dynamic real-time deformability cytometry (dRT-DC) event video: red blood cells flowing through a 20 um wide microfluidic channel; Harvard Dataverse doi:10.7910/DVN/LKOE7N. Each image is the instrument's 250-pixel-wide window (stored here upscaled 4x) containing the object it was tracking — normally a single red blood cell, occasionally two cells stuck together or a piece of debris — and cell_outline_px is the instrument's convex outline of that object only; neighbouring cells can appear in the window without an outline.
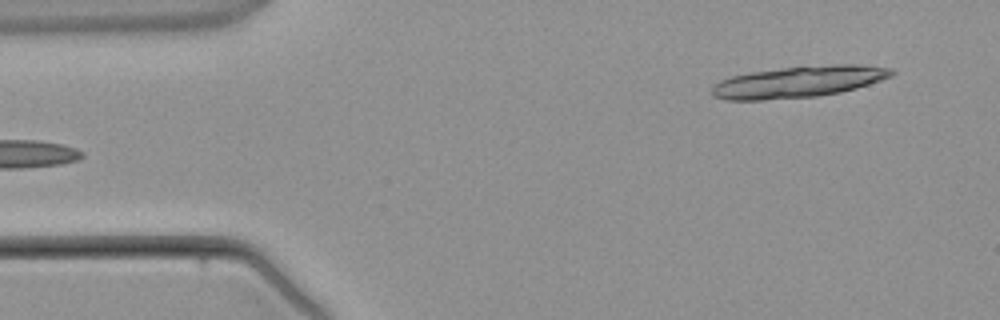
{"species": "common noctule bat (a hibernating species)", "species_latin": "Nyctalus noctula", "temperature_condition": "warm", "stored_images_in_passage": 3, "camera_frame_rate_fps": 3000, "um_per_image_px": 0.085, "animal": {"sex": "male", "body_mass_g": 21.5, "forearm_length_mm": 52.0}, "frame": {"image": 1, "passage_image": 3, "time_ms": 3.0, "image_size_px": [1000, 320], "cell_outline_px": [[896, 72], [892, 76], [856, 88], [840, 92], [816, 96], [764, 100], [724, 100], [712, 96], [712, 88], [720, 80], [732, 76], [752, 72], [784, 68], [832, 64], [860, 64], [892, 68]], "centroid_in_image_um": [67.89, 6.95], "position_along_channel_um": 17.1, "area_um2": 32.77}}